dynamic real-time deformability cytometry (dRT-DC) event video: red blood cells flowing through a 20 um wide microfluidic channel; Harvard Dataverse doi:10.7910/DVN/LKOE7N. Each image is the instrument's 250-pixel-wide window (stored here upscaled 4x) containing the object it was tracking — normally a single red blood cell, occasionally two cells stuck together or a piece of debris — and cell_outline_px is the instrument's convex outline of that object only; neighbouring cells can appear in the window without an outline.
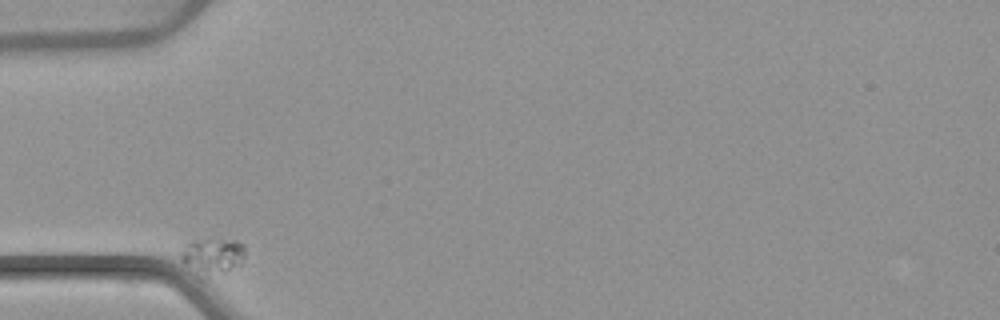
{"species": "common noctule bat (a hibernating species)", "species_latin": "Nyctalus noctula", "temperature_condition": "warm", "stored_images_in_passage": 35, "camera_frame_rate_fps": 3000, "um_per_image_px": 0.085, "animal": {"sex": "female", "body_mass_g": 22.7, "forearm_length_mm": 54.2}, "frame": {"image": 1, "passage_image": 1, "time_ms": 0.0, "image_size_px": [1000, 320], "cell_outline_px": [[244, 256], [240, 264], [224, 272], [208, 276], [184, 264], [180, 260], [180, 252], [184, 244], [192, 240], [236, 240], [244, 244]], "centroid_in_image_um": [18.05, 21.72], "position_along_channel_um": 67.0, "area_um2": 13.12}}
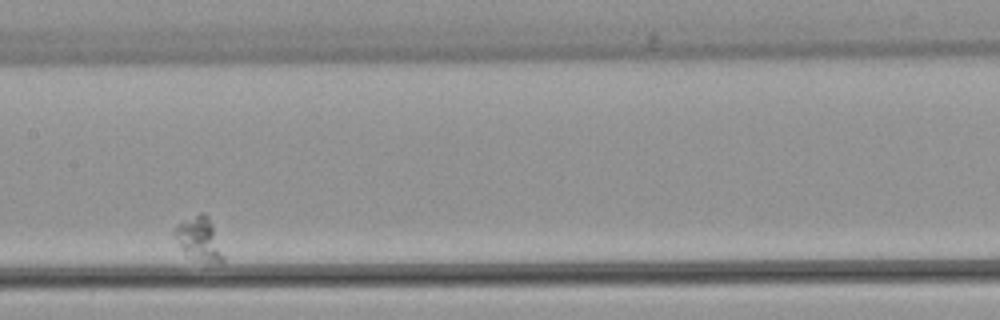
{"frame": {"image": 2, "passage_image": 16, "time_ms": 5.0, "image_size_px": [1000, 320], "cell_outline_px": [[224, 260], [220, 264], [200, 260], [184, 252], [172, 236], [172, 232], [184, 220], [200, 212], [204, 212], [208, 216], [212, 224], [224, 256]], "centroid_in_image_um": [16.92, 20.3], "position_along_channel_um": 190.5, "area_um2": 12.14}}
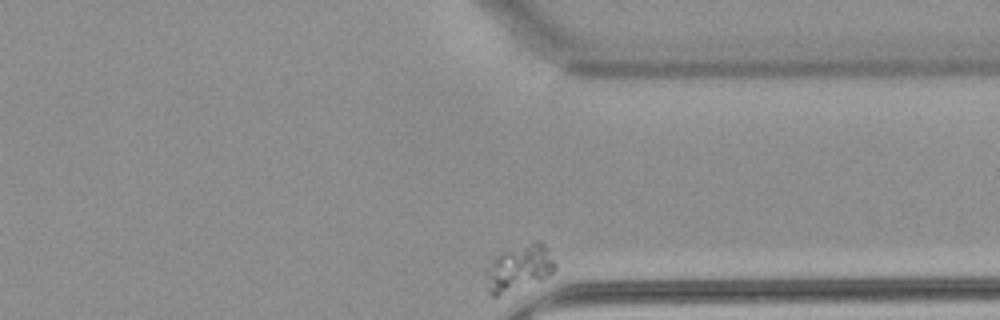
{"frame": {"image": 3, "passage_image": 35, "time_ms": 11.333, "image_size_px": [1000, 320], "cell_outline_px": [[556, 268], [548, 276], [540, 280], [496, 296], [492, 296], [488, 292], [488, 272], [492, 260], [500, 252], [532, 244], [544, 244], [548, 248], [556, 264]], "centroid_in_image_um": [44.15, 22.8], "position_along_channel_um": 367.2, "area_um2": 17.51}}